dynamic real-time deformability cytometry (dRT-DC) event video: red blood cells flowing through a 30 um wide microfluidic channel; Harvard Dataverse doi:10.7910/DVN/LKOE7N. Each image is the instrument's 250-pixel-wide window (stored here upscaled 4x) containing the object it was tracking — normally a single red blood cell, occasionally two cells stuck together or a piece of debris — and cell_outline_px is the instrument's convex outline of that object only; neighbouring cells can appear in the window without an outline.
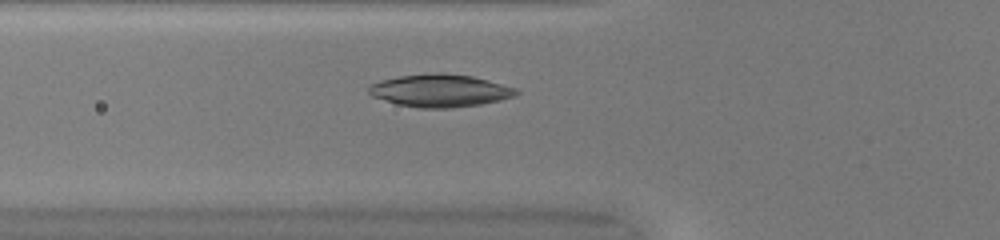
{"species": "common noctule bat (a hibernating species)", "species_latin": "Nyctalus noctula", "temperature_condition": "warm", "stored_images_in_passage": 46, "camera_frame_rate_fps": 3000, "um_per_image_px": 0.085, "animal": {"sex": "female", "body_mass_g": 20.0, "forearm_length_mm": 54.0}, "frame": {"image": 1, "passage_image": 14, "time_ms": 4.333, "image_size_px": [1000, 240], "cell_outline_px": [[520, 92], [512, 96], [500, 100], [480, 104], [452, 108], [420, 108], [396, 104], [372, 96], [368, 92], [368, 88], [372, 84], [380, 80], [400, 76], [436, 72], [444, 72], [472, 76], [488, 80], [516, 88]], "centroid_in_image_um": [37.39, 7.7], "position_along_channel_um": 88.4, "area_um2": 28.03}}
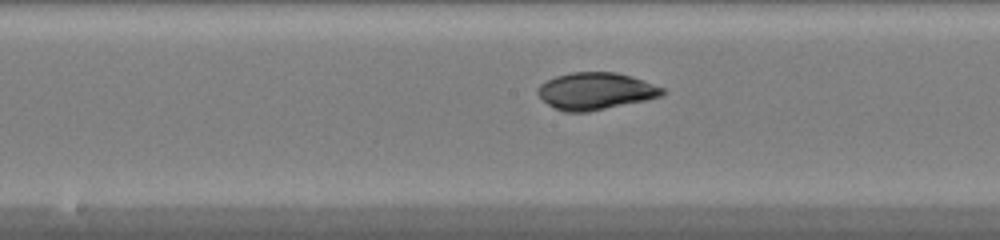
{"frame": {"image": 2, "passage_image": 22, "time_ms": 7.0, "image_size_px": [1000, 240], "cell_outline_px": [[664, 96], [588, 112], [564, 112], [548, 104], [536, 92], [540, 84], [556, 76], [572, 72], [616, 72], [664, 88]], "centroid_in_image_um": [50.61, 7.75], "position_along_channel_um": 197.6, "area_um2": 26.53}}
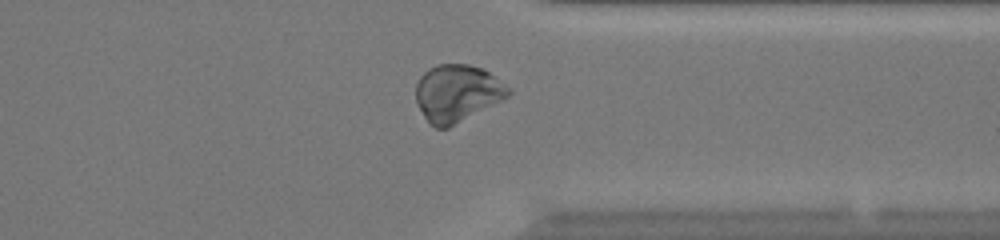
{"frame": {"image": 3, "passage_image": 35, "time_ms": 11.333, "image_size_px": [1000, 240], "cell_outline_px": [[512, 92], [508, 96], [448, 128], [436, 128], [428, 124], [416, 100], [416, 84], [420, 76], [428, 68], [436, 64], [468, 64], [480, 68], [488, 72], [508, 88]], "centroid_in_image_um": [38.8, 7.92], "position_along_channel_um": 372.6, "area_um2": 30.35}, "authors_computed_cell_mechanics": {"area_um2": 28.1486, "velocity_mm_per_s": 4.0785, "shape_relaxation_time_tau1_ms": 8.1631, "shape_relaxation_time_tau2_ms": 1.2453, "deformation_change_tau1": 0.2803, "deformation_change_tau2": 0.0487}}